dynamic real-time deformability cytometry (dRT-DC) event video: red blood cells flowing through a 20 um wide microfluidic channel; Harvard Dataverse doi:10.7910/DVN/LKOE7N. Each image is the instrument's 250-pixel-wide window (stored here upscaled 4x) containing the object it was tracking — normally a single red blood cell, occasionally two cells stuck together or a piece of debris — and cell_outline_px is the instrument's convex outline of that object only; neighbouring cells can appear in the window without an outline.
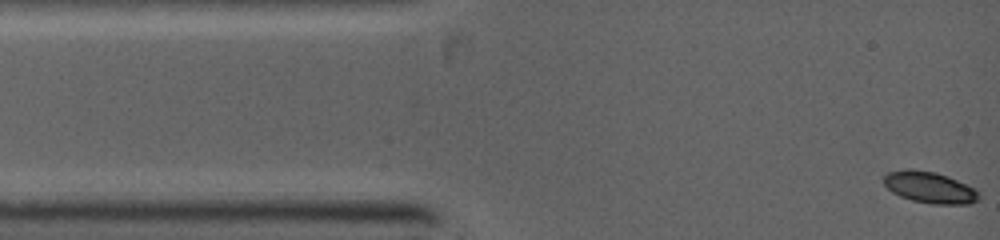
{"species": "common noctule bat (a hibernating species)", "species_latin": "Nyctalus noctula", "temperature_condition": "warm", "stored_images_in_passage": 13, "camera_frame_rate_fps": 5000, "um_per_image_px": 0.085, "animal": {"sex": "female", "body_mass_g": 19.0, "forearm_length_mm": 53.3}, "frame": {"image": 1, "passage_image": 1, "time_ms": 0.0, "image_size_px": [1000, 240], "cell_outline_px": [[980, 200], [968, 204], [932, 204], [912, 200], [900, 196], [892, 192], [884, 184], [884, 176], [888, 172], [908, 168], [912, 168], [936, 172], [948, 176], [976, 188], [980, 192]], "centroid_in_image_um": [79.06, 15.92], "position_along_channel_um": 5.9, "area_um2": 17.69}}
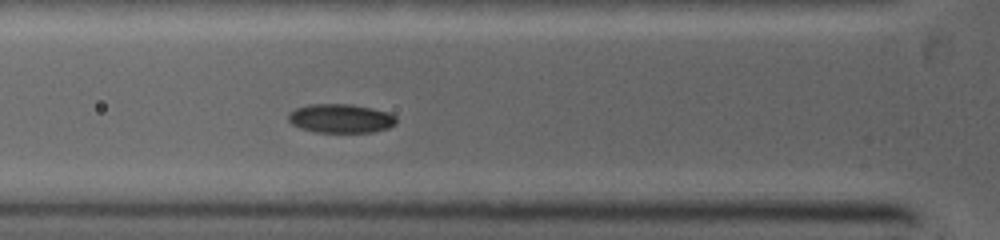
{"frame": {"image": 2, "passage_image": 10, "time_ms": 3.4, "image_size_px": [1000, 240], "cell_outline_px": [[396, 124], [388, 128], [372, 132], [316, 132], [300, 128], [292, 124], [288, 120], [288, 112], [296, 108], [308, 104], [352, 104], [372, 108], [388, 112], [396, 116]], "centroid_in_image_um": [28.95, 10.06], "position_along_channel_um": 96.8, "area_um2": 18.32}}
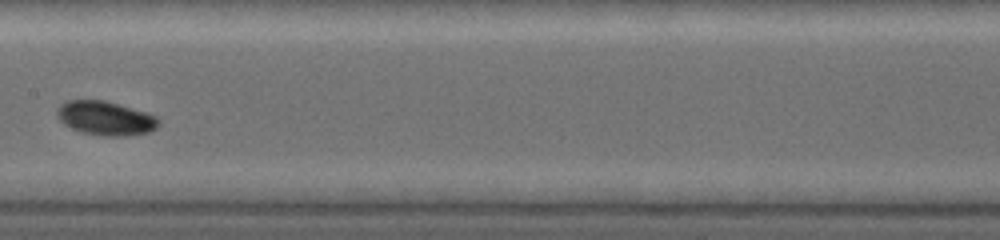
{"frame": {"image": 3, "passage_image": 13, "time_ms": 5.6, "image_size_px": [1000, 240], "cell_outline_px": [[160, 124], [156, 128], [148, 132], [124, 136], [108, 136], [84, 132], [72, 128], [64, 124], [56, 116], [56, 112], [60, 104], [68, 100], [104, 100], [144, 112], [156, 116], [160, 120]], "centroid_in_image_um": [8.96, 10.04], "position_along_channel_um": 198.4, "area_um2": 19.88}}